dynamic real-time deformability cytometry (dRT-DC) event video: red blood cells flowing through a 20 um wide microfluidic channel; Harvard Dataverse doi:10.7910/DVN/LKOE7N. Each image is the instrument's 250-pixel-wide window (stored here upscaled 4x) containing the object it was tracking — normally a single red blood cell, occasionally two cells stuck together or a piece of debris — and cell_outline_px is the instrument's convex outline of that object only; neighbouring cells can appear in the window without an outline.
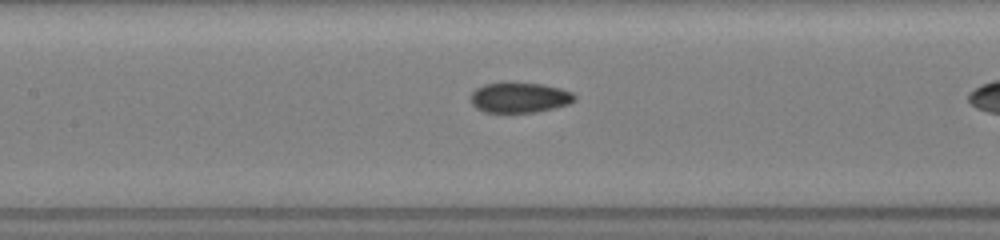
{"species": "common noctule bat (a hibernating species)", "species_latin": "Nyctalus noctula", "temperature_condition": "room temperature", "stored_images_in_passage": 14, "camera_frame_rate_fps": 3000, "um_per_image_px": 0.085, "animal": {"sex": "female", "body_mass_g": 19.5, "forearm_length_mm": 54.1}, "frame": {"image": 1, "passage_image": 12, "time_ms": 5.0, "image_size_px": [1000, 240], "cell_outline_px": [[576, 100], [568, 104], [536, 112], [484, 112], [476, 108], [472, 104], [472, 92], [476, 88], [484, 84], [504, 80], [508, 80], [544, 84], [560, 88], [572, 92], [576, 96]], "centroid_in_image_um": [44.15, 8.25], "position_along_channel_um": 163.3, "area_um2": 18.84}}